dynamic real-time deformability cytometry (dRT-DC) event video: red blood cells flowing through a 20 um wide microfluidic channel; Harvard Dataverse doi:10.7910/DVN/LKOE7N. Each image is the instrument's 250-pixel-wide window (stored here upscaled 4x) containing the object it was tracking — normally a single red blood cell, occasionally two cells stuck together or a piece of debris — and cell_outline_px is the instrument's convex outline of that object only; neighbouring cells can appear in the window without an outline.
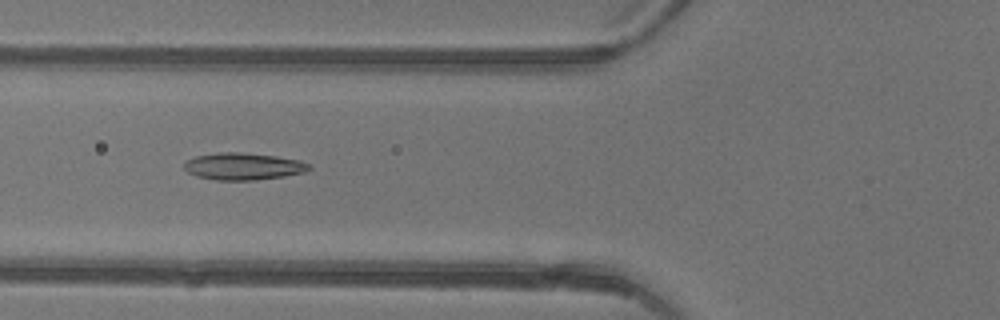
{"species": "common noctule bat (a hibernating species)", "species_latin": "Nyctalus noctula", "temperature_condition": "warm", "stored_images_in_passage": 11, "camera_frame_rate_fps": 3000, "um_per_image_px": 0.085, "animal": {"sex": "female"}, "frame": {"image": 1, "passage_image": 8, "time_ms": 2.333, "image_size_px": [1000, 320], "cell_outline_px": [[312, 168], [304, 172], [284, 176], [256, 180], [216, 180], [196, 176], [188, 172], [184, 168], [184, 164], [188, 160], [196, 156], [220, 152], [240, 152], [276, 156], [300, 160], [308, 164]], "centroid_in_image_um": [20.68, 14.14], "position_along_channel_um": 105.1, "area_um2": 19.59}}
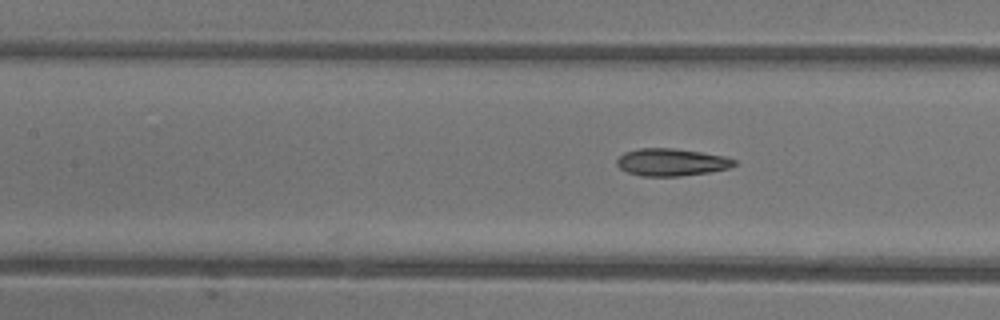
{"frame": {"image": 2, "passage_image": 11, "time_ms": 3.333, "image_size_px": [1000, 320], "cell_outline_px": [[736, 164], [728, 168], [708, 172], [680, 176], [640, 176], [628, 172], [620, 168], [616, 164], [616, 160], [624, 152], [640, 148], [672, 148], [700, 152], [724, 156], [736, 160]], "centroid_in_image_um": [57.04, 13.79], "position_along_channel_um": 150.4, "area_um2": 18.61}}